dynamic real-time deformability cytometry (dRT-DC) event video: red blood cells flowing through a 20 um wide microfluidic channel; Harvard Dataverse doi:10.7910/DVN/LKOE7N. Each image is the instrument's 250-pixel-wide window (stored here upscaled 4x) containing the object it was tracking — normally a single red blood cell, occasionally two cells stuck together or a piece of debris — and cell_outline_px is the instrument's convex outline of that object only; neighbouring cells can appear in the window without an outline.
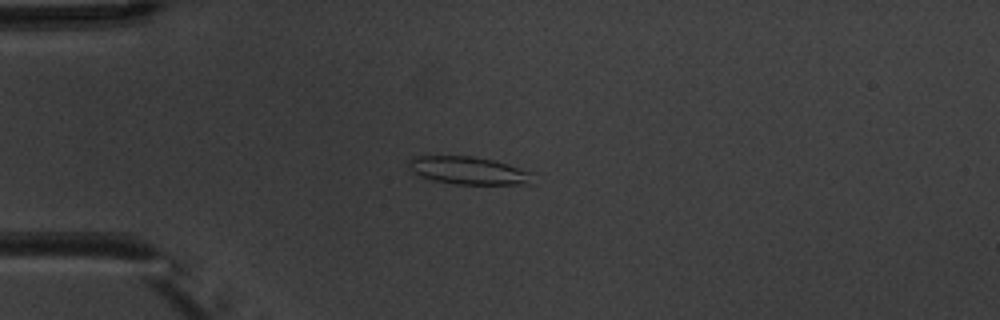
{"species": "common noctule bat (a hibernating species)", "species_latin": "Nyctalus noctula", "temperature_condition": "warm", "stored_images_in_passage": 5, "camera_frame_rate_fps": 3000, "um_per_image_px": 0.085, "animal": {"sex": "male", "body_mass_g": 20.1, "forearm_length_mm": 53.5}, "frame": {"image": 1, "passage_image": 3, "time_ms": 2.333, "image_size_px": [1000, 320], "cell_outline_px": [[532, 172], [528, 184], [456, 184], [432, 180], [420, 176], [412, 172], [408, 168], [408, 160], [412, 156], [472, 156], [492, 160]], "centroid_in_image_um": [39.71, 14.49], "position_along_channel_um": 45.3, "area_um2": 19.83}}
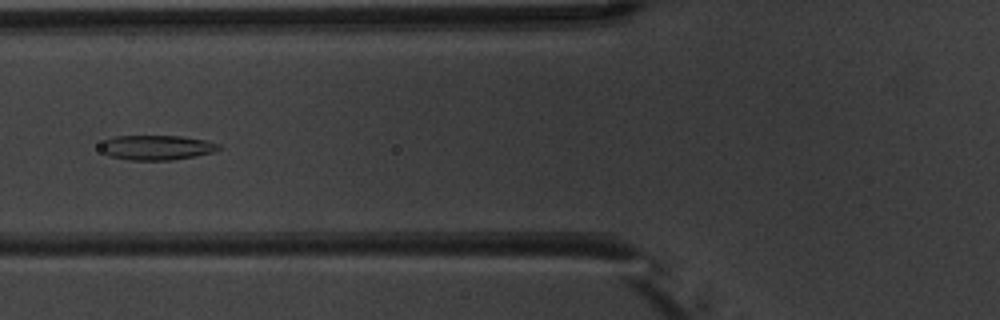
{"frame": {"image": 2, "passage_image": 5, "time_ms": 4.667, "image_size_px": [1000, 320], "cell_outline_px": [[220, 148], [212, 152], [196, 156], [172, 160], [128, 160], [108, 156], [100, 148], [100, 144], [104, 140], [112, 136], [180, 136], [204, 140], [220, 144]], "centroid_in_image_um": [13.27, 12.54], "position_along_channel_um": 112.5, "area_um2": 17.11}}